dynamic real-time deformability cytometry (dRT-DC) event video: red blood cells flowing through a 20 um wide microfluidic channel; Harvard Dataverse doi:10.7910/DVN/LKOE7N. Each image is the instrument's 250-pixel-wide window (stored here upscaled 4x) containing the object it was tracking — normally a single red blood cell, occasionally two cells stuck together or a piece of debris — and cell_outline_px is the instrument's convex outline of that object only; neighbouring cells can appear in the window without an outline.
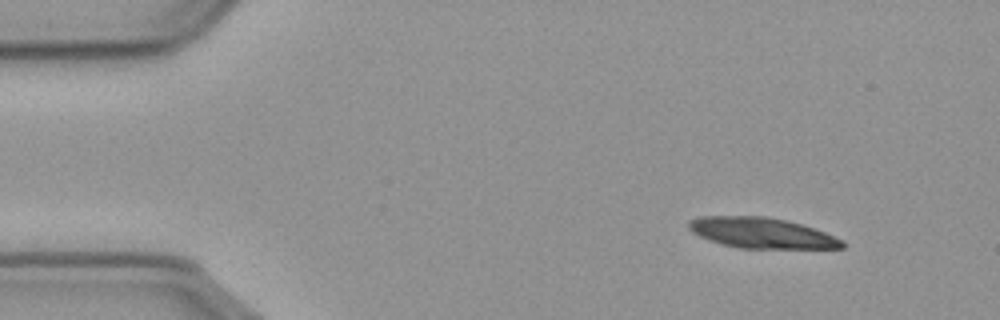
{"species": "common noctule bat (a hibernating species)", "species_latin": "Nyctalus noctula", "temperature_condition": "cold", "stored_images_in_passage": 53, "camera_frame_rate_fps": 3000, "um_per_image_px": 0.085, "animal": {"sex": "male", "body_mass_g": 23.1, "forearm_length_mm": 52.7}, "frame": {"image": 1, "passage_image": 1, "time_ms": 0.0, "image_size_px": [1000, 320], "cell_outline_px": [[844, 248], [736, 248], [720, 244], [708, 240], [692, 232], [688, 228], [688, 220], [700, 216], [764, 216], [788, 220], [824, 232], [844, 240]], "centroid_in_image_um": [64.69, 19.8], "position_along_channel_um": 20.3, "area_um2": 27.4}}
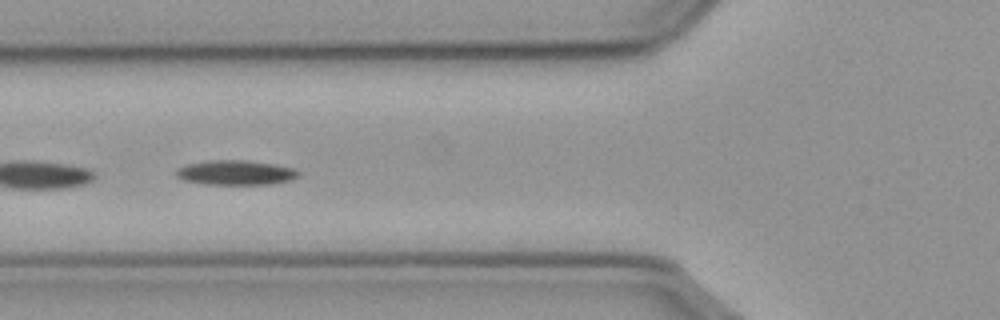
{"frame": {"image": 2, "passage_image": 16, "time_ms": 5.0, "image_size_px": [1000, 320], "cell_outline_px": [[300, 176], [292, 180], [272, 184], [204, 184], [184, 180], [176, 176], [176, 168], [188, 164], [204, 160], [244, 160], [272, 164], [296, 168], [300, 172]], "centroid_in_image_um": [20.05, 14.67], "position_along_channel_um": 105.7, "area_um2": 17.74}}
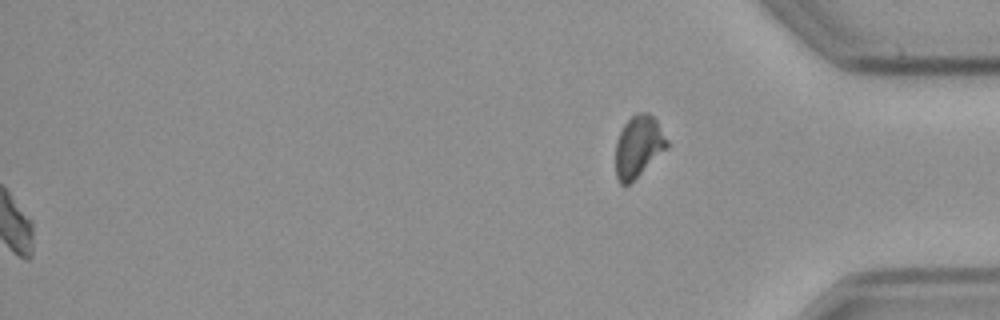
{"frame": {"image": 3, "passage_image": 53, "time_ms": 17.333, "image_size_px": [1000, 320], "cell_outline_px": [[668, 148], [628, 184], [620, 184], [616, 176], [616, 140], [624, 124], [636, 112], [648, 112], [656, 120], [668, 140]], "centroid_in_image_um": [54.27, 12.42], "position_along_channel_um": 380.9, "area_um2": 18.26}}